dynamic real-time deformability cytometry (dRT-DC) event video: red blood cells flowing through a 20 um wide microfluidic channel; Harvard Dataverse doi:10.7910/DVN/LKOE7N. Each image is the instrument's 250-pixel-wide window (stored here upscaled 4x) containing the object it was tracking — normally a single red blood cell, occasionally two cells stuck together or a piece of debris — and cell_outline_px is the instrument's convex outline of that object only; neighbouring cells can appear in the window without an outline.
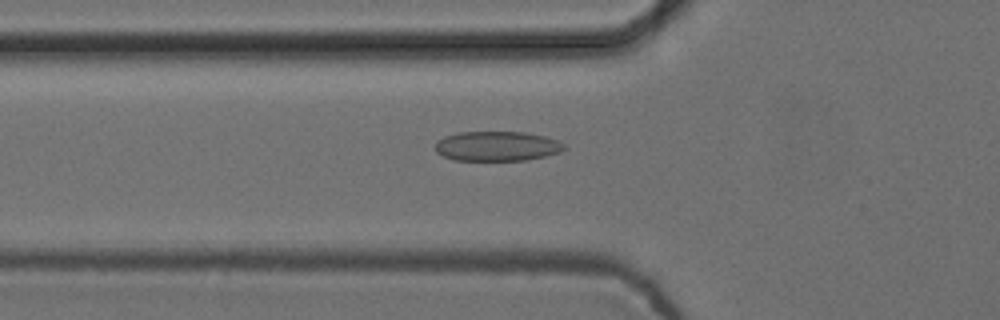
{"species": "common noctule bat (a hibernating species)", "species_latin": "Nyctalus noctula", "temperature_condition": "cold", "stored_images_in_passage": 54, "camera_frame_rate_fps": 3000, "um_per_image_px": 0.085, "animal": {"sex": "female", "body_mass_g": 24.6, "forearm_length_mm": 56.2}, "frame": {"image": 1, "passage_image": 19, "time_ms": 6.0, "image_size_px": [1000, 320], "cell_outline_px": [[564, 148], [560, 152], [544, 156], [524, 160], [452, 160], [436, 152], [432, 144], [436, 140], [444, 136], [456, 132], [524, 132], [544, 136], [560, 140], [564, 144]], "centroid_in_image_um": [42.18, 12.41], "position_along_channel_um": 83.6, "area_um2": 22.54}}
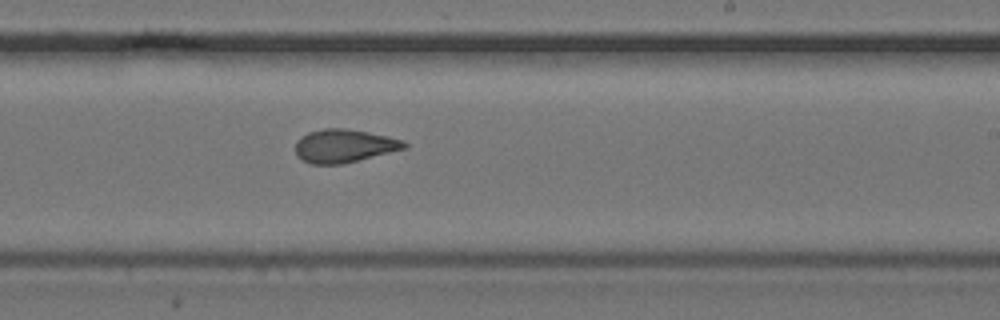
{"frame": {"image": 2, "passage_image": 33, "time_ms": 10.667, "image_size_px": [1000, 320], "cell_outline_px": [[408, 148], [344, 164], [312, 164], [300, 160], [296, 156], [296, 140], [300, 136], [308, 132], [324, 128], [344, 128], [368, 132], [388, 136], [404, 140], [408, 144]], "centroid_in_image_um": [29.25, 12.4], "position_along_channel_um": 259.7, "area_um2": 21.44}}
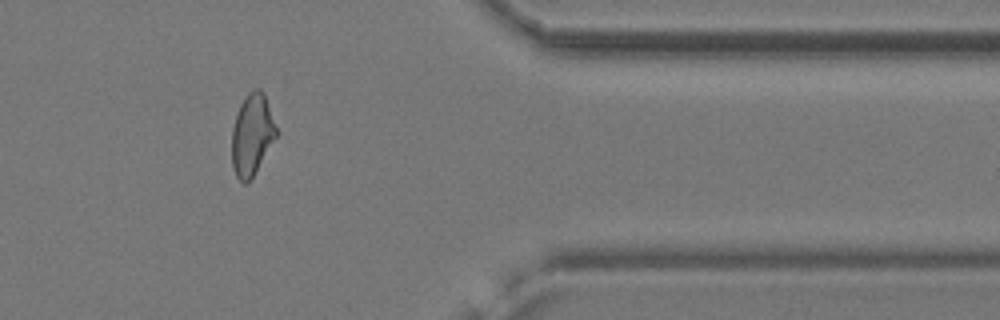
{"frame": {"image": 3, "passage_image": 45, "time_ms": 14.667, "image_size_px": [1000, 320], "cell_outline_px": [[276, 136], [252, 176], [244, 184], [236, 176], [232, 168], [232, 128], [236, 112], [244, 96], [248, 92], [256, 88], [260, 88], [264, 92], [276, 128]], "centroid_in_image_um": [21.38, 11.39], "position_along_channel_um": 390.0, "area_um2": 20.75}, "authors_computed_cell_mechanics": {"area_um2": 21.4438, "velocity_mm_per_s": 3.7554, "shape_relaxation_time_tau1_ms": 5.1973, "shape_relaxation_time_tau2_ms": 2.169, "deformation_change_tau1": 0.1345, "deformation_change_tau2": 0.085}}